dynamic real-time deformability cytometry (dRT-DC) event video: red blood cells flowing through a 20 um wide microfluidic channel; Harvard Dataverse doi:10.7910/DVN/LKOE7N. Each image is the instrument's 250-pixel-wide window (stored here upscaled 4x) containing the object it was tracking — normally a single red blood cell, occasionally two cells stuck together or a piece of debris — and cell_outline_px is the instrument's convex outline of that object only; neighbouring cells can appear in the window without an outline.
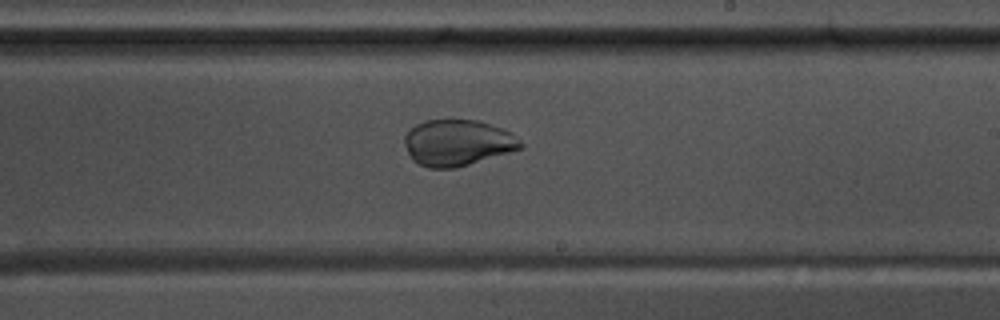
{"species": "common noctule bat (a hibernating species)", "species_latin": "Nyctalus noctula", "temperature_condition": "warm", "stored_images_in_passage": 53, "camera_frame_rate_fps": 3000, "um_per_image_px": 0.085, "animal": {"sex": "male", "body_mass_g": 17.5, "forearm_length_mm": 52.3}, "frame": {"image": 1, "passage_image": 31, "time_ms": 10.0, "image_size_px": [1000, 320], "cell_outline_px": [[524, 148], [456, 168], [428, 168], [412, 160], [404, 144], [404, 136], [416, 124], [424, 120], [476, 120], [512, 132], [524, 144]], "centroid_in_image_um": [38.9, 12.14], "position_along_channel_um": 250.1, "area_um2": 31.21}}